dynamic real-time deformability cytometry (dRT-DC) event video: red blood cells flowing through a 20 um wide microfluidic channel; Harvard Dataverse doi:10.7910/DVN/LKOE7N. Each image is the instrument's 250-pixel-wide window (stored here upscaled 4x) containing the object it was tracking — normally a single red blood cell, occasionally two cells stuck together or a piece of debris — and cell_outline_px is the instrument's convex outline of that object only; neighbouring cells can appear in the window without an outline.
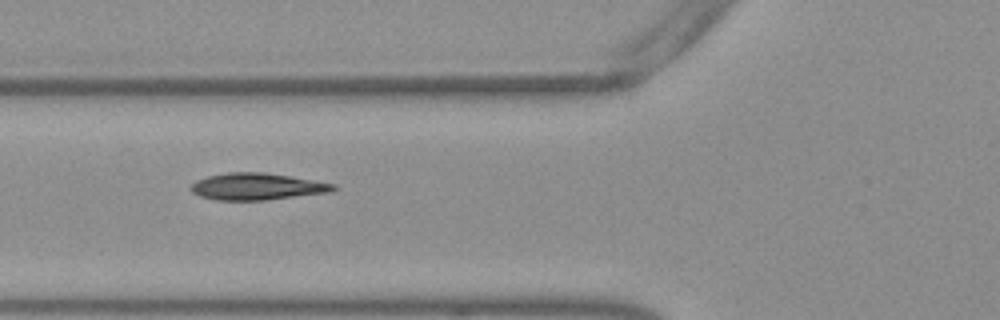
{"species": "Egyptian fruit bat (a non-hibernating species)", "species_latin": "Rousettus aegyptiacus", "temperature_condition": "warm", "stored_images_in_passage": 39, "camera_frame_rate_fps": 3000, "um_per_image_px": 0.085, "frame": {"image": 1, "passage_image": 6, "time_ms": 1.667, "image_size_px": [1000, 320], "cell_outline_px": [[340, 188], [328, 192], [264, 200], [216, 200], [200, 196], [192, 192], [188, 188], [196, 180], [208, 176], [228, 172], [264, 172], [336, 184]], "centroid_in_image_um": [21.81, 15.85], "position_along_channel_um": 104.0, "area_um2": 22.14}}
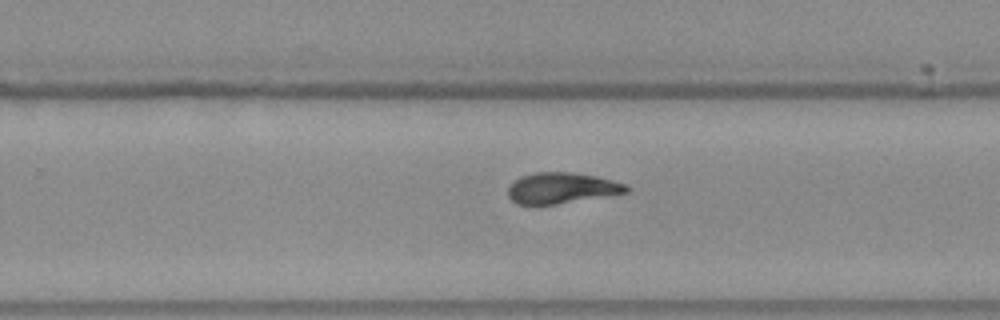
{"frame": {"image": 2, "passage_image": 20, "time_ms": 6.333, "image_size_px": [1000, 320], "cell_outline_px": [[632, 188], [628, 192], [556, 204], [516, 204], [508, 196], [508, 188], [520, 176], [536, 172], [572, 172], [596, 176], [628, 184]], "centroid_in_image_um": [47.77, 15.97], "position_along_channel_um": 282.0, "area_um2": 21.21}}
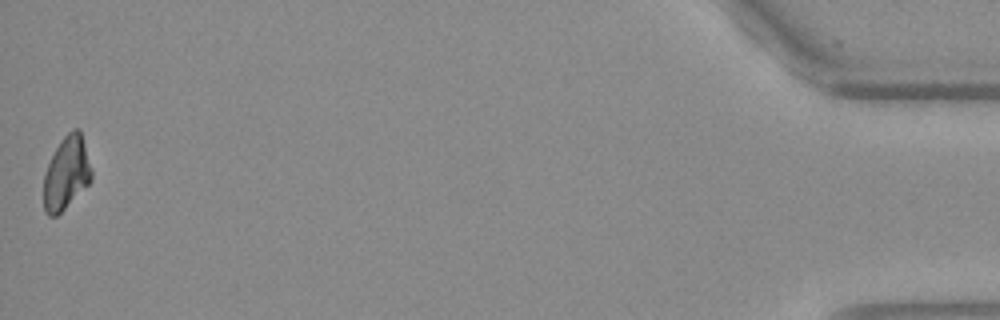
{"frame": {"image": 3, "passage_image": 39, "time_ms": 12.667, "image_size_px": [1000, 320], "cell_outline_px": [[92, 180], [56, 216], [48, 216], [44, 212], [44, 172], [60, 140], [72, 128], [80, 128], [92, 168]], "centroid_in_image_um": [5.65, 14.68], "position_along_channel_um": 429.5, "area_um2": 20.29}, "authors_computed_cell_mechanics": {"area_um2": 21.9062, "velocity_mm_per_s": 3.8128, "shape_relaxation_time_tau1_ms": 9.7423, "shape_relaxation_time_tau2_ms": 2.1374, "deformation_change_tau1": 0.239, "deformation_change_tau2": 0.0528}}